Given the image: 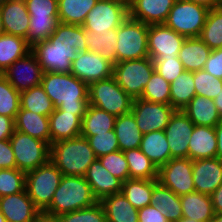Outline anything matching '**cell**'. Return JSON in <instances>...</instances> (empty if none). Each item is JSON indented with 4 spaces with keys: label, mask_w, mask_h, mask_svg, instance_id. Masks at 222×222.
<instances>
[{
    "label": "cell",
    "mask_w": 222,
    "mask_h": 222,
    "mask_svg": "<svg viewBox=\"0 0 222 222\" xmlns=\"http://www.w3.org/2000/svg\"><path fill=\"white\" fill-rule=\"evenodd\" d=\"M17 168L10 139L0 140V169Z\"/></svg>",
    "instance_id": "obj_52"
},
{
    "label": "cell",
    "mask_w": 222,
    "mask_h": 222,
    "mask_svg": "<svg viewBox=\"0 0 222 222\" xmlns=\"http://www.w3.org/2000/svg\"><path fill=\"white\" fill-rule=\"evenodd\" d=\"M199 38L211 50L222 48V6L209 10Z\"/></svg>",
    "instance_id": "obj_41"
},
{
    "label": "cell",
    "mask_w": 222,
    "mask_h": 222,
    "mask_svg": "<svg viewBox=\"0 0 222 222\" xmlns=\"http://www.w3.org/2000/svg\"><path fill=\"white\" fill-rule=\"evenodd\" d=\"M29 52H31V46L25 38L6 33L2 34L0 36V74Z\"/></svg>",
    "instance_id": "obj_33"
},
{
    "label": "cell",
    "mask_w": 222,
    "mask_h": 222,
    "mask_svg": "<svg viewBox=\"0 0 222 222\" xmlns=\"http://www.w3.org/2000/svg\"><path fill=\"white\" fill-rule=\"evenodd\" d=\"M196 95L214 99L222 89V79L216 78L204 69L194 72Z\"/></svg>",
    "instance_id": "obj_47"
},
{
    "label": "cell",
    "mask_w": 222,
    "mask_h": 222,
    "mask_svg": "<svg viewBox=\"0 0 222 222\" xmlns=\"http://www.w3.org/2000/svg\"><path fill=\"white\" fill-rule=\"evenodd\" d=\"M140 98L149 102L170 104V83L155 70Z\"/></svg>",
    "instance_id": "obj_42"
},
{
    "label": "cell",
    "mask_w": 222,
    "mask_h": 222,
    "mask_svg": "<svg viewBox=\"0 0 222 222\" xmlns=\"http://www.w3.org/2000/svg\"><path fill=\"white\" fill-rule=\"evenodd\" d=\"M148 26L128 16L117 28L116 63L149 57Z\"/></svg>",
    "instance_id": "obj_6"
},
{
    "label": "cell",
    "mask_w": 222,
    "mask_h": 222,
    "mask_svg": "<svg viewBox=\"0 0 222 222\" xmlns=\"http://www.w3.org/2000/svg\"><path fill=\"white\" fill-rule=\"evenodd\" d=\"M114 65L98 53L78 52L71 64L70 73L90 85L113 76Z\"/></svg>",
    "instance_id": "obj_14"
},
{
    "label": "cell",
    "mask_w": 222,
    "mask_h": 222,
    "mask_svg": "<svg viewBox=\"0 0 222 222\" xmlns=\"http://www.w3.org/2000/svg\"><path fill=\"white\" fill-rule=\"evenodd\" d=\"M119 1H122V2H124V3L127 4V5H129L130 2H131V0H119Z\"/></svg>",
    "instance_id": "obj_65"
},
{
    "label": "cell",
    "mask_w": 222,
    "mask_h": 222,
    "mask_svg": "<svg viewBox=\"0 0 222 222\" xmlns=\"http://www.w3.org/2000/svg\"><path fill=\"white\" fill-rule=\"evenodd\" d=\"M0 222H7L6 218L3 216V214L0 211Z\"/></svg>",
    "instance_id": "obj_64"
},
{
    "label": "cell",
    "mask_w": 222,
    "mask_h": 222,
    "mask_svg": "<svg viewBox=\"0 0 222 222\" xmlns=\"http://www.w3.org/2000/svg\"><path fill=\"white\" fill-rule=\"evenodd\" d=\"M20 108V92L0 74V115L16 119Z\"/></svg>",
    "instance_id": "obj_43"
},
{
    "label": "cell",
    "mask_w": 222,
    "mask_h": 222,
    "mask_svg": "<svg viewBox=\"0 0 222 222\" xmlns=\"http://www.w3.org/2000/svg\"><path fill=\"white\" fill-rule=\"evenodd\" d=\"M101 164L116 178L125 182L129 179V166L123 151L118 150L98 158Z\"/></svg>",
    "instance_id": "obj_48"
},
{
    "label": "cell",
    "mask_w": 222,
    "mask_h": 222,
    "mask_svg": "<svg viewBox=\"0 0 222 222\" xmlns=\"http://www.w3.org/2000/svg\"><path fill=\"white\" fill-rule=\"evenodd\" d=\"M209 10L187 0H176L163 24L185 38L199 37Z\"/></svg>",
    "instance_id": "obj_8"
},
{
    "label": "cell",
    "mask_w": 222,
    "mask_h": 222,
    "mask_svg": "<svg viewBox=\"0 0 222 222\" xmlns=\"http://www.w3.org/2000/svg\"><path fill=\"white\" fill-rule=\"evenodd\" d=\"M107 222H138V209L120 193L106 196L100 201Z\"/></svg>",
    "instance_id": "obj_29"
},
{
    "label": "cell",
    "mask_w": 222,
    "mask_h": 222,
    "mask_svg": "<svg viewBox=\"0 0 222 222\" xmlns=\"http://www.w3.org/2000/svg\"><path fill=\"white\" fill-rule=\"evenodd\" d=\"M129 166L130 179H157L158 168L140 150V148L124 151Z\"/></svg>",
    "instance_id": "obj_39"
},
{
    "label": "cell",
    "mask_w": 222,
    "mask_h": 222,
    "mask_svg": "<svg viewBox=\"0 0 222 222\" xmlns=\"http://www.w3.org/2000/svg\"><path fill=\"white\" fill-rule=\"evenodd\" d=\"M194 125L215 127L222 118L213 99L195 95L182 109Z\"/></svg>",
    "instance_id": "obj_25"
},
{
    "label": "cell",
    "mask_w": 222,
    "mask_h": 222,
    "mask_svg": "<svg viewBox=\"0 0 222 222\" xmlns=\"http://www.w3.org/2000/svg\"><path fill=\"white\" fill-rule=\"evenodd\" d=\"M168 144L164 131H152L143 134L140 150L159 168L171 159Z\"/></svg>",
    "instance_id": "obj_32"
},
{
    "label": "cell",
    "mask_w": 222,
    "mask_h": 222,
    "mask_svg": "<svg viewBox=\"0 0 222 222\" xmlns=\"http://www.w3.org/2000/svg\"><path fill=\"white\" fill-rule=\"evenodd\" d=\"M183 217L199 222H210L215 212L210 195L197 191L180 196Z\"/></svg>",
    "instance_id": "obj_27"
},
{
    "label": "cell",
    "mask_w": 222,
    "mask_h": 222,
    "mask_svg": "<svg viewBox=\"0 0 222 222\" xmlns=\"http://www.w3.org/2000/svg\"><path fill=\"white\" fill-rule=\"evenodd\" d=\"M5 32H4V29H3V24H2V18H1V13H0V36L2 35V34H4Z\"/></svg>",
    "instance_id": "obj_62"
},
{
    "label": "cell",
    "mask_w": 222,
    "mask_h": 222,
    "mask_svg": "<svg viewBox=\"0 0 222 222\" xmlns=\"http://www.w3.org/2000/svg\"><path fill=\"white\" fill-rule=\"evenodd\" d=\"M157 179H127L122 184V194L136 209L151 205L153 186Z\"/></svg>",
    "instance_id": "obj_35"
},
{
    "label": "cell",
    "mask_w": 222,
    "mask_h": 222,
    "mask_svg": "<svg viewBox=\"0 0 222 222\" xmlns=\"http://www.w3.org/2000/svg\"><path fill=\"white\" fill-rule=\"evenodd\" d=\"M20 107L44 116H49L55 110L41 84L20 92Z\"/></svg>",
    "instance_id": "obj_40"
},
{
    "label": "cell",
    "mask_w": 222,
    "mask_h": 222,
    "mask_svg": "<svg viewBox=\"0 0 222 222\" xmlns=\"http://www.w3.org/2000/svg\"><path fill=\"white\" fill-rule=\"evenodd\" d=\"M204 70L216 78L222 79V48L211 51Z\"/></svg>",
    "instance_id": "obj_53"
},
{
    "label": "cell",
    "mask_w": 222,
    "mask_h": 222,
    "mask_svg": "<svg viewBox=\"0 0 222 222\" xmlns=\"http://www.w3.org/2000/svg\"><path fill=\"white\" fill-rule=\"evenodd\" d=\"M216 153L215 127L194 125L188 145V158L191 160L216 158Z\"/></svg>",
    "instance_id": "obj_23"
},
{
    "label": "cell",
    "mask_w": 222,
    "mask_h": 222,
    "mask_svg": "<svg viewBox=\"0 0 222 222\" xmlns=\"http://www.w3.org/2000/svg\"><path fill=\"white\" fill-rule=\"evenodd\" d=\"M98 0H58V19L60 23L83 25L87 14Z\"/></svg>",
    "instance_id": "obj_37"
},
{
    "label": "cell",
    "mask_w": 222,
    "mask_h": 222,
    "mask_svg": "<svg viewBox=\"0 0 222 222\" xmlns=\"http://www.w3.org/2000/svg\"><path fill=\"white\" fill-rule=\"evenodd\" d=\"M85 38L88 51L98 53L113 65L116 64L117 29L100 34L85 30Z\"/></svg>",
    "instance_id": "obj_36"
},
{
    "label": "cell",
    "mask_w": 222,
    "mask_h": 222,
    "mask_svg": "<svg viewBox=\"0 0 222 222\" xmlns=\"http://www.w3.org/2000/svg\"><path fill=\"white\" fill-rule=\"evenodd\" d=\"M192 169L193 160L189 158L170 159L158 168L157 180L177 196H182L195 191Z\"/></svg>",
    "instance_id": "obj_13"
},
{
    "label": "cell",
    "mask_w": 222,
    "mask_h": 222,
    "mask_svg": "<svg viewBox=\"0 0 222 222\" xmlns=\"http://www.w3.org/2000/svg\"><path fill=\"white\" fill-rule=\"evenodd\" d=\"M96 156L86 137L77 136L50 145V161L62 175L85 176Z\"/></svg>",
    "instance_id": "obj_3"
},
{
    "label": "cell",
    "mask_w": 222,
    "mask_h": 222,
    "mask_svg": "<svg viewBox=\"0 0 222 222\" xmlns=\"http://www.w3.org/2000/svg\"><path fill=\"white\" fill-rule=\"evenodd\" d=\"M133 99L113 76L88 85V104L118 117L131 112Z\"/></svg>",
    "instance_id": "obj_5"
},
{
    "label": "cell",
    "mask_w": 222,
    "mask_h": 222,
    "mask_svg": "<svg viewBox=\"0 0 222 222\" xmlns=\"http://www.w3.org/2000/svg\"><path fill=\"white\" fill-rule=\"evenodd\" d=\"M129 16L128 5L119 0H98L87 14L84 30L103 33L117 29Z\"/></svg>",
    "instance_id": "obj_11"
},
{
    "label": "cell",
    "mask_w": 222,
    "mask_h": 222,
    "mask_svg": "<svg viewBox=\"0 0 222 222\" xmlns=\"http://www.w3.org/2000/svg\"><path fill=\"white\" fill-rule=\"evenodd\" d=\"M211 49L199 38H186L178 53L185 70L196 72L203 70Z\"/></svg>",
    "instance_id": "obj_28"
},
{
    "label": "cell",
    "mask_w": 222,
    "mask_h": 222,
    "mask_svg": "<svg viewBox=\"0 0 222 222\" xmlns=\"http://www.w3.org/2000/svg\"><path fill=\"white\" fill-rule=\"evenodd\" d=\"M60 222H107L103 206L100 202L76 211L58 216Z\"/></svg>",
    "instance_id": "obj_46"
},
{
    "label": "cell",
    "mask_w": 222,
    "mask_h": 222,
    "mask_svg": "<svg viewBox=\"0 0 222 222\" xmlns=\"http://www.w3.org/2000/svg\"><path fill=\"white\" fill-rule=\"evenodd\" d=\"M62 176V172L50 160L26 173L25 190L41 212L50 205Z\"/></svg>",
    "instance_id": "obj_7"
},
{
    "label": "cell",
    "mask_w": 222,
    "mask_h": 222,
    "mask_svg": "<svg viewBox=\"0 0 222 222\" xmlns=\"http://www.w3.org/2000/svg\"><path fill=\"white\" fill-rule=\"evenodd\" d=\"M210 222H222V214L215 213L214 217L211 219Z\"/></svg>",
    "instance_id": "obj_61"
},
{
    "label": "cell",
    "mask_w": 222,
    "mask_h": 222,
    "mask_svg": "<svg viewBox=\"0 0 222 222\" xmlns=\"http://www.w3.org/2000/svg\"><path fill=\"white\" fill-rule=\"evenodd\" d=\"M114 131L121 151L140 148L143 133L138 128L132 112L116 117Z\"/></svg>",
    "instance_id": "obj_30"
},
{
    "label": "cell",
    "mask_w": 222,
    "mask_h": 222,
    "mask_svg": "<svg viewBox=\"0 0 222 222\" xmlns=\"http://www.w3.org/2000/svg\"><path fill=\"white\" fill-rule=\"evenodd\" d=\"M0 211L7 222H36L42 213L26 190L0 197Z\"/></svg>",
    "instance_id": "obj_18"
},
{
    "label": "cell",
    "mask_w": 222,
    "mask_h": 222,
    "mask_svg": "<svg viewBox=\"0 0 222 222\" xmlns=\"http://www.w3.org/2000/svg\"><path fill=\"white\" fill-rule=\"evenodd\" d=\"M155 70L169 83H172L183 71L182 62L178 57L153 59Z\"/></svg>",
    "instance_id": "obj_51"
},
{
    "label": "cell",
    "mask_w": 222,
    "mask_h": 222,
    "mask_svg": "<svg viewBox=\"0 0 222 222\" xmlns=\"http://www.w3.org/2000/svg\"><path fill=\"white\" fill-rule=\"evenodd\" d=\"M176 0H131L129 17L145 24H163Z\"/></svg>",
    "instance_id": "obj_20"
},
{
    "label": "cell",
    "mask_w": 222,
    "mask_h": 222,
    "mask_svg": "<svg viewBox=\"0 0 222 222\" xmlns=\"http://www.w3.org/2000/svg\"><path fill=\"white\" fill-rule=\"evenodd\" d=\"M2 75L18 92H22L40 85L43 71L36 56L29 52L10 65Z\"/></svg>",
    "instance_id": "obj_16"
},
{
    "label": "cell",
    "mask_w": 222,
    "mask_h": 222,
    "mask_svg": "<svg viewBox=\"0 0 222 222\" xmlns=\"http://www.w3.org/2000/svg\"><path fill=\"white\" fill-rule=\"evenodd\" d=\"M138 222H169L161 210L154 205L138 209Z\"/></svg>",
    "instance_id": "obj_54"
},
{
    "label": "cell",
    "mask_w": 222,
    "mask_h": 222,
    "mask_svg": "<svg viewBox=\"0 0 222 222\" xmlns=\"http://www.w3.org/2000/svg\"><path fill=\"white\" fill-rule=\"evenodd\" d=\"M195 95L194 72L185 70L170 83V105L175 110L184 109Z\"/></svg>",
    "instance_id": "obj_38"
},
{
    "label": "cell",
    "mask_w": 222,
    "mask_h": 222,
    "mask_svg": "<svg viewBox=\"0 0 222 222\" xmlns=\"http://www.w3.org/2000/svg\"><path fill=\"white\" fill-rule=\"evenodd\" d=\"M217 137V153L216 158L222 161V120L215 126Z\"/></svg>",
    "instance_id": "obj_57"
},
{
    "label": "cell",
    "mask_w": 222,
    "mask_h": 222,
    "mask_svg": "<svg viewBox=\"0 0 222 222\" xmlns=\"http://www.w3.org/2000/svg\"><path fill=\"white\" fill-rule=\"evenodd\" d=\"M195 191L211 195L222 184V161L218 158L193 160Z\"/></svg>",
    "instance_id": "obj_19"
},
{
    "label": "cell",
    "mask_w": 222,
    "mask_h": 222,
    "mask_svg": "<svg viewBox=\"0 0 222 222\" xmlns=\"http://www.w3.org/2000/svg\"><path fill=\"white\" fill-rule=\"evenodd\" d=\"M36 222H60V220L58 219V217H52L41 213Z\"/></svg>",
    "instance_id": "obj_59"
},
{
    "label": "cell",
    "mask_w": 222,
    "mask_h": 222,
    "mask_svg": "<svg viewBox=\"0 0 222 222\" xmlns=\"http://www.w3.org/2000/svg\"><path fill=\"white\" fill-rule=\"evenodd\" d=\"M154 71V61L150 57L133 59L116 63L113 67V77L134 100L141 97Z\"/></svg>",
    "instance_id": "obj_9"
},
{
    "label": "cell",
    "mask_w": 222,
    "mask_h": 222,
    "mask_svg": "<svg viewBox=\"0 0 222 222\" xmlns=\"http://www.w3.org/2000/svg\"><path fill=\"white\" fill-rule=\"evenodd\" d=\"M185 37L164 24L148 26V54L153 59L178 57Z\"/></svg>",
    "instance_id": "obj_15"
},
{
    "label": "cell",
    "mask_w": 222,
    "mask_h": 222,
    "mask_svg": "<svg viewBox=\"0 0 222 222\" xmlns=\"http://www.w3.org/2000/svg\"><path fill=\"white\" fill-rule=\"evenodd\" d=\"M210 196L214 212L222 214V184Z\"/></svg>",
    "instance_id": "obj_56"
},
{
    "label": "cell",
    "mask_w": 222,
    "mask_h": 222,
    "mask_svg": "<svg viewBox=\"0 0 222 222\" xmlns=\"http://www.w3.org/2000/svg\"><path fill=\"white\" fill-rule=\"evenodd\" d=\"M99 202L83 176L63 175L50 205L42 212L52 217L90 207Z\"/></svg>",
    "instance_id": "obj_4"
},
{
    "label": "cell",
    "mask_w": 222,
    "mask_h": 222,
    "mask_svg": "<svg viewBox=\"0 0 222 222\" xmlns=\"http://www.w3.org/2000/svg\"><path fill=\"white\" fill-rule=\"evenodd\" d=\"M26 173L14 169H0V197L17 194L25 189Z\"/></svg>",
    "instance_id": "obj_45"
},
{
    "label": "cell",
    "mask_w": 222,
    "mask_h": 222,
    "mask_svg": "<svg viewBox=\"0 0 222 222\" xmlns=\"http://www.w3.org/2000/svg\"><path fill=\"white\" fill-rule=\"evenodd\" d=\"M15 130L51 145L49 116L39 115L20 107L15 119Z\"/></svg>",
    "instance_id": "obj_26"
},
{
    "label": "cell",
    "mask_w": 222,
    "mask_h": 222,
    "mask_svg": "<svg viewBox=\"0 0 222 222\" xmlns=\"http://www.w3.org/2000/svg\"><path fill=\"white\" fill-rule=\"evenodd\" d=\"M41 86L55 109L75 113L81 119L88 107V85L71 73L45 72Z\"/></svg>",
    "instance_id": "obj_2"
},
{
    "label": "cell",
    "mask_w": 222,
    "mask_h": 222,
    "mask_svg": "<svg viewBox=\"0 0 222 222\" xmlns=\"http://www.w3.org/2000/svg\"><path fill=\"white\" fill-rule=\"evenodd\" d=\"M115 119L107 111L88 105L82 118L81 136H95L114 130Z\"/></svg>",
    "instance_id": "obj_34"
},
{
    "label": "cell",
    "mask_w": 222,
    "mask_h": 222,
    "mask_svg": "<svg viewBox=\"0 0 222 222\" xmlns=\"http://www.w3.org/2000/svg\"><path fill=\"white\" fill-rule=\"evenodd\" d=\"M85 179L91 186L96 199L120 193L123 182L114 177L100 162L98 158L89 166L85 174Z\"/></svg>",
    "instance_id": "obj_22"
},
{
    "label": "cell",
    "mask_w": 222,
    "mask_h": 222,
    "mask_svg": "<svg viewBox=\"0 0 222 222\" xmlns=\"http://www.w3.org/2000/svg\"><path fill=\"white\" fill-rule=\"evenodd\" d=\"M7 0H0V7L6 2Z\"/></svg>",
    "instance_id": "obj_66"
},
{
    "label": "cell",
    "mask_w": 222,
    "mask_h": 222,
    "mask_svg": "<svg viewBox=\"0 0 222 222\" xmlns=\"http://www.w3.org/2000/svg\"><path fill=\"white\" fill-rule=\"evenodd\" d=\"M16 166L25 173L50 160V145L38 138L15 130L10 137Z\"/></svg>",
    "instance_id": "obj_10"
},
{
    "label": "cell",
    "mask_w": 222,
    "mask_h": 222,
    "mask_svg": "<svg viewBox=\"0 0 222 222\" xmlns=\"http://www.w3.org/2000/svg\"><path fill=\"white\" fill-rule=\"evenodd\" d=\"M30 18H58V0H25Z\"/></svg>",
    "instance_id": "obj_50"
},
{
    "label": "cell",
    "mask_w": 222,
    "mask_h": 222,
    "mask_svg": "<svg viewBox=\"0 0 222 222\" xmlns=\"http://www.w3.org/2000/svg\"><path fill=\"white\" fill-rule=\"evenodd\" d=\"M83 137L87 138L96 158L120 150L118 146V139L114 130L95 136Z\"/></svg>",
    "instance_id": "obj_49"
},
{
    "label": "cell",
    "mask_w": 222,
    "mask_h": 222,
    "mask_svg": "<svg viewBox=\"0 0 222 222\" xmlns=\"http://www.w3.org/2000/svg\"><path fill=\"white\" fill-rule=\"evenodd\" d=\"M51 144L65 139H71L81 135L82 119L75 115L55 109L49 115Z\"/></svg>",
    "instance_id": "obj_24"
},
{
    "label": "cell",
    "mask_w": 222,
    "mask_h": 222,
    "mask_svg": "<svg viewBox=\"0 0 222 222\" xmlns=\"http://www.w3.org/2000/svg\"><path fill=\"white\" fill-rule=\"evenodd\" d=\"M15 131V119L0 115V140L10 139Z\"/></svg>",
    "instance_id": "obj_55"
},
{
    "label": "cell",
    "mask_w": 222,
    "mask_h": 222,
    "mask_svg": "<svg viewBox=\"0 0 222 222\" xmlns=\"http://www.w3.org/2000/svg\"><path fill=\"white\" fill-rule=\"evenodd\" d=\"M178 222H199V221H196V220H191V219H187V218H181Z\"/></svg>",
    "instance_id": "obj_63"
},
{
    "label": "cell",
    "mask_w": 222,
    "mask_h": 222,
    "mask_svg": "<svg viewBox=\"0 0 222 222\" xmlns=\"http://www.w3.org/2000/svg\"><path fill=\"white\" fill-rule=\"evenodd\" d=\"M202 6H205L208 9H213L222 6V0H187Z\"/></svg>",
    "instance_id": "obj_58"
},
{
    "label": "cell",
    "mask_w": 222,
    "mask_h": 222,
    "mask_svg": "<svg viewBox=\"0 0 222 222\" xmlns=\"http://www.w3.org/2000/svg\"><path fill=\"white\" fill-rule=\"evenodd\" d=\"M151 205L161 210L169 222H178L183 218L180 196L159 182L153 186Z\"/></svg>",
    "instance_id": "obj_31"
},
{
    "label": "cell",
    "mask_w": 222,
    "mask_h": 222,
    "mask_svg": "<svg viewBox=\"0 0 222 222\" xmlns=\"http://www.w3.org/2000/svg\"><path fill=\"white\" fill-rule=\"evenodd\" d=\"M3 29L6 34L26 38L30 15L25 0H7L1 7Z\"/></svg>",
    "instance_id": "obj_21"
},
{
    "label": "cell",
    "mask_w": 222,
    "mask_h": 222,
    "mask_svg": "<svg viewBox=\"0 0 222 222\" xmlns=\"http://www.w3.org/2000/svg\"><path fill=\"white\" fill-rule=\"evenodd\" d=\"M176 110L170 104L133 100L131 112L143 134L152 131H164Z\"/></svg>",
    "instance_id": "obj_12"
},
{
    "label": "cell",
    "mask_w": 222,
    "mask_h": 222,
    "mask_svg": "<svg viewBox=\"0 0 222 222\" xmlns=\"http://www.w3.org/2000/svg\"><path fill=\"white\" fill-rule=\"evenodd\" d=\"M59 23L58 18H30L26 42L32 47L37 42L48 40Z\"/></svg>",
    "instance_id": "obj_44"
},
{
    "label": "cell",
    "mask_w": 222,
    "mask_h": 222,
    "mask_svg": "<svg viewBox=\"0 0 222 222\" xmlns=\"http://www.w3.org/2000/svg\"><path fill=\"white\" fill-rule=\"evenodd\" d=\"M193 129L194 124L188 116L182 110H176L164 130L171 159L188 158V145Z\"/></svg>",
    "instance_id": "obj_17"
},
{
    "label": "cell",
    "mask_w": 222,
    "mask_h": 222,
    "mask_svg": "<svg viewBox=\"0 0 222 222\" xmlns=\"http://www.w3.org/2000/svg\"><path fill=\"white\" fill-rule=\"evenodd\" d=\"M213 100H214L215 106L220 114V117L222 118V89L218 93L217 97H215Z\"/></svg>",
    "instance_id": "obj_60"
},
{
    "label": "cell",
    "mask_w": 222,
    "mask_h": 222,
    "mask_svg": "<svg viewBox=\"0 0 222 222\" xmlns=\"http://www.w3.org/2000/svg\"><path fill=\"white\" fill-rule=\"evenodd\" d=\"M86 51L88 47L83 26L63 23L57 25L48 40L31 47L43 73H70L76 54Z\"/></svg>",
    "instance_id": "obj_1"
}]
</instances>
